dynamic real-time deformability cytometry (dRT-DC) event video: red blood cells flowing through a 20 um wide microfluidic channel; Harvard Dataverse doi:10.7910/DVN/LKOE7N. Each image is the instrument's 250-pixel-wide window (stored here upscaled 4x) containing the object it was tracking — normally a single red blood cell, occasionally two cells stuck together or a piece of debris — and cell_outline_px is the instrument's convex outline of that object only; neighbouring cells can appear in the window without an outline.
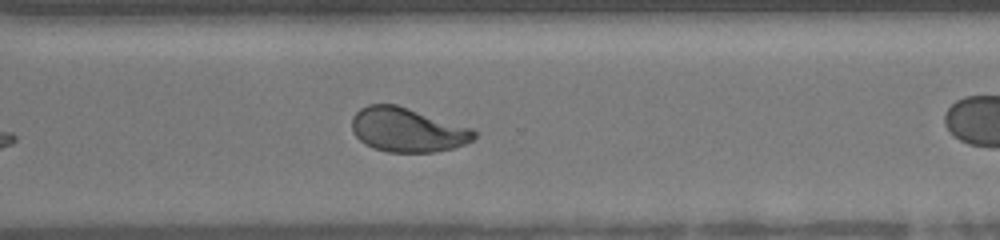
{"species": "human", "species_latin": "Homo sapiens", "temperature_condition": "warm", "stored_images_in_passage": 30, "camera_frame_rate_fps": 3000, "um_per_image_px": 0.085, "donor": {"sex": "female"}, "frame": {"image": 1, "passage_image": 26, "time_ms": 8.333, "image_size_px": [1000, 240], "cell_outline_px": [[476, 136], [472, 140], [464, 144], [452, 148], [436, 152], [388, 152], [372, 148], [364, 144], [352, 132], [352, 116], [360, 108], [368, 104], [396, 104], [472, 128], [476, 132]], "centroid_in_image_um": [34.6, 11.04], "position_along_channel_um": 336.0, "area_um2": 31.56}}